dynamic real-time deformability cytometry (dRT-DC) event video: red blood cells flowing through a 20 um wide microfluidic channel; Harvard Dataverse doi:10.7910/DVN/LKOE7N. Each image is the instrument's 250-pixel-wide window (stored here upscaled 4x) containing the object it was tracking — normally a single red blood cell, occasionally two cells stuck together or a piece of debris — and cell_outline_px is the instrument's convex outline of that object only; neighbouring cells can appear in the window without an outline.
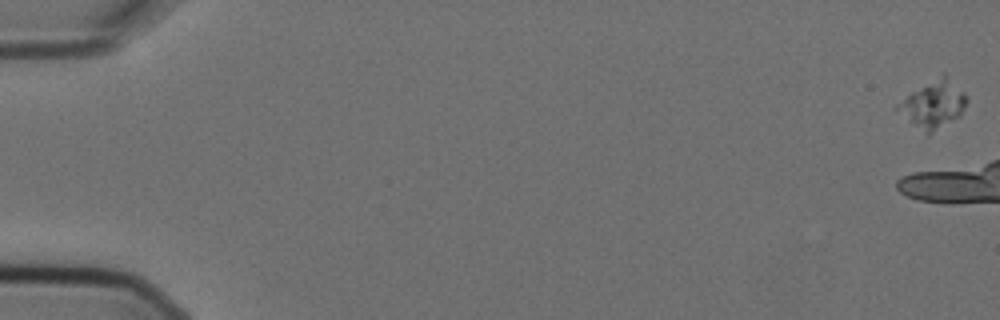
{"species": "Egyptian fruit bat (a non-hibernating species)", "species_latin": "Rousettus aegyptiacus", "temperature_condition": "cold", "stored_images_in_passage": 10, "camera_frame_rate_fps": 3000, "um_per_image_px": 0.085, "animal": {"sex": "female"}, "frame": {"image": 1, "passage_image": 1, "time_ms": 0.0, "image_size_px": [1000, 320], "cell_outline_px": [[968, 100], [960, 116], [928, 136], [896, 108], [896, 104], [912, 92], [944, 72], [968, 96]], "centroid_in_image_um": [79.4, 8.86], "position_along_channel_um": 5.6, "area_um2": 18.73}}